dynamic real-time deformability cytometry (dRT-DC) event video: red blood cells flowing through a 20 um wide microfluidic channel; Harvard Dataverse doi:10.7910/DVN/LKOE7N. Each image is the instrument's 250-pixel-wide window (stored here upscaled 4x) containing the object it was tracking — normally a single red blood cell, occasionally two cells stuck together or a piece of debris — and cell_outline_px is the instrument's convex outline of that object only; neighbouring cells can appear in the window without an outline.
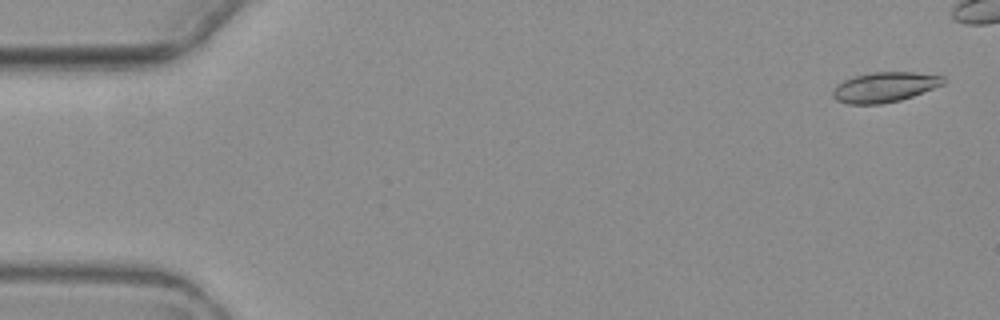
{"species": "common noctule bat (a hibernating species)", "species_latin": "Nyctalus noctula", "temperature_condition": "warm", "stored_images_in_passage": 6, "camera_frame_rate_fps": 3000, "um_per_image_px": 0.085, "animal": {"sex": "female", "body_mass_g": 19.3, "forearm_length_mm": 54.1}, "frame": {"image": 1, "passage_image": 1, "time_ms": 0.0, "image_size_px": [1000, 320], "cell_outline_px": [[948, 80], [944, 84], [912, 96], [900, 100], [880, 104], [848, 104], [836, 100], [832, 96], [832, 88], [836, 84], [852, 76], [872, 72], [916, 72], [944, 76]], "centroid_in_image_um": [75.17, 7.39], "position_along_channel_um": 9.8, "area_um2": 19.59}}
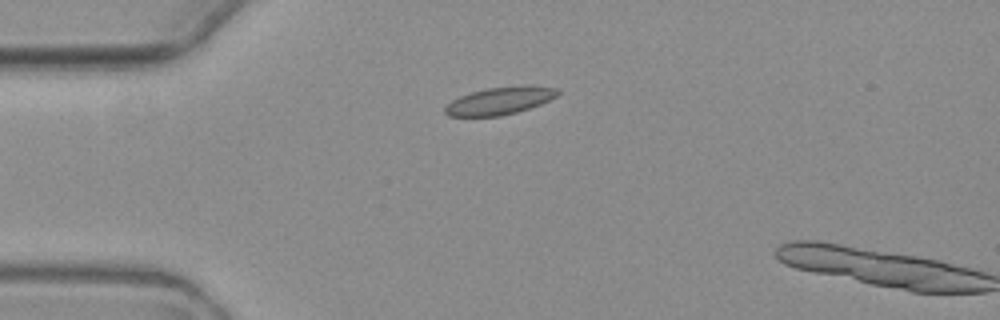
{"frame": {"image": 2, "passage_image": 6, "time_ms": 6.0, "image_size_px": [1000, 320], "cell_outline_px": [[560, 92], [556, 96], [540, 104], [516, 112], [500, 116], [448, 116], [444, 112], [444, 108], [452, 100], [460, 96], [472, 92], [488, 88], [520, 84], [528, 84], [556, 88]], "centroid_in_image_um": [42.49, 8.54], "position_along_channel_um": 42.5, "area_um2": 18.09}}